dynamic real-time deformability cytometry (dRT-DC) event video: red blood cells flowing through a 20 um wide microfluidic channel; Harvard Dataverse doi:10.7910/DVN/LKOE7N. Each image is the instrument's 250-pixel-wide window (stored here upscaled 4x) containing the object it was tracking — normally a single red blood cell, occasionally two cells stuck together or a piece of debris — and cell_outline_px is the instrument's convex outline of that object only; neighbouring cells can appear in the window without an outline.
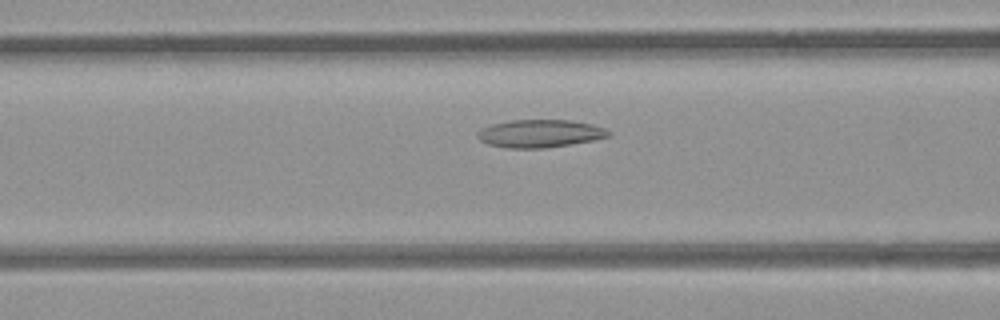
{"species": "common noctule bat (a hibernating species)", "species_latin": "Nyctalus noctula", "temperature_condition": "room temperature", "stored_images_in_passage": 29, "camera_frame_rate_fps": 3000, "um_per_image_px": 0.085, "animal": {"sex": "female", "body_mass_g": 21.9}, "frame": {"image": 1, "passage_image": 14, "time_ms": 4.333, "image_size_px": [1000, 320], "cell_outline_px": [[612, 132], [608, 136], [592, 140], [544, 148], [504, 148], [488, 144], [480, 140], [476, 136], [476, 132], [480, 128], [492, 124], [512, 120], [572, 120], [592, 124], [604, 128]], "centroid_in_image_um": [45.84, 11.34], "position_along_channel_um": 120.8, "area_um2": 21.21}}
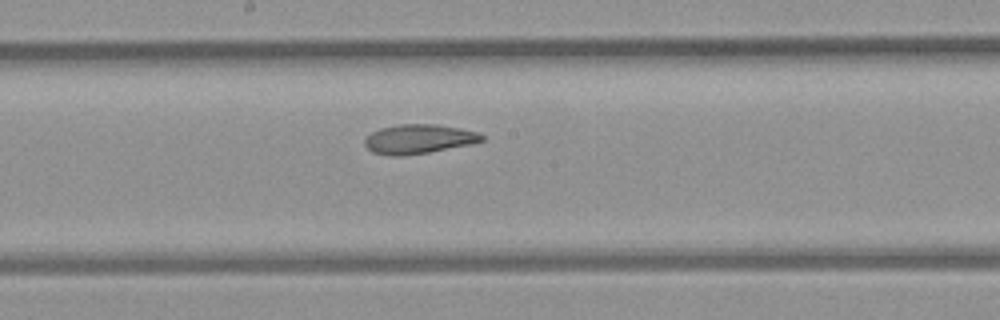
{"frame": {"image": 2, "passage_image": 21, "time_ms": 6.667, "image_size_px": [1000, 320], "cell_outline_px": [[484, 140], [472, 144], [428, 152], [404, 156], [388, 156], [372, 152], [364, 144], [364, 140], [372, 132], [380, 128], [396, 124], [440, 124], [480, 132], [484, 136]], "centroid_in_image_um": [35.6, 11.81], "position_along_channel_um": 212.6, "area_um2": 20.23}}
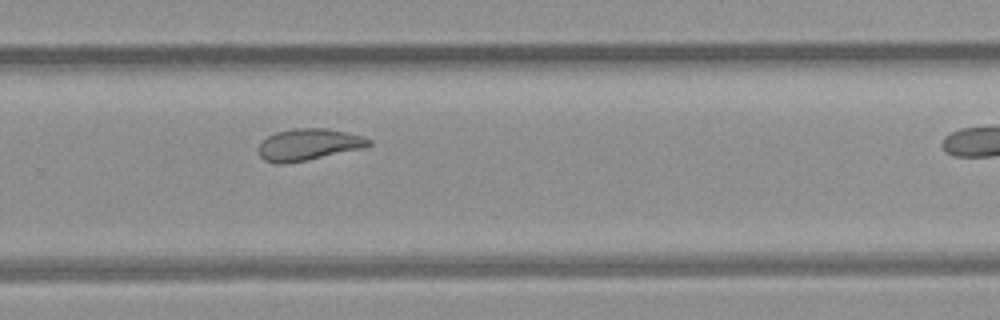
{"frame": {"image": 3, "passage_image": 28, "time_ms": 9.0, "image_size_px": [1000, 320], "cell_outline_px": [[372, 144], [364, 148], [308, 160], [288, 164], [276, 164], [264, 160], [256, 152], [256, 148], [268, 136], [276, 132], [292, 128], [328, 128], [348, 132], [364, 136], [372, 140]], "centroid_in_image_um": [26.23, 12.29], "position_along_channel_um": 303.6, "area_um2": 20.81}}